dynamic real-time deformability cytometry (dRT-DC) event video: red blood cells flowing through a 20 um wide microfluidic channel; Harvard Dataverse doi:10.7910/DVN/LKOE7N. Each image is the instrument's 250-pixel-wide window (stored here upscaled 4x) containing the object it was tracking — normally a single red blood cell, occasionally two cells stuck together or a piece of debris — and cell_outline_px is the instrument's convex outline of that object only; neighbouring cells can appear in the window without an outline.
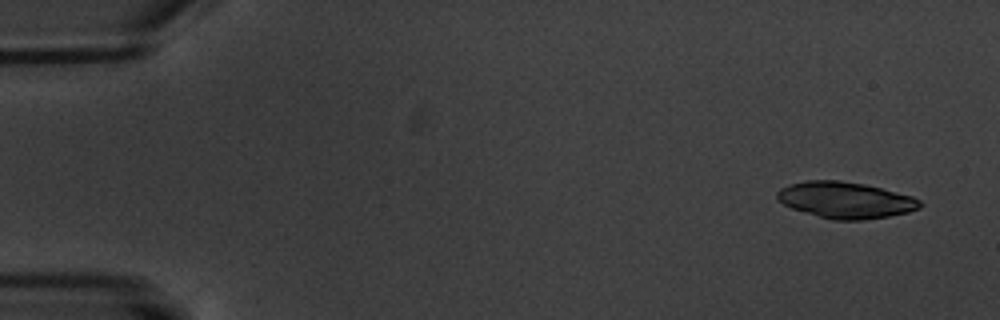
{"species": "common noctule bat (a hibernating species)", "species_latin": "Nyctalus noctula", "temperature_condition": "warm", "stored_images_in_passage": 8, "camera_frame_rate_fps": 3000, "um_per_image_px": 0.085, "animal": {"sex": "male", "body_mass_g": 20.1, "forearm_length_mm": 53.5}, "frame": {"image": 1, "passage_image": 1, "time_ms": 0.0, "image_size_px": [1000, 320], "cell_outline_px": [[924, 204], [920, 208], [908, 212], [888, 216], [864, 220], [832, 220], [792, 208], [784, 204], [776, 196], [776, 192], [780, 188], [788, 184], [804, 180], [840, 180], [864, 184], [912, 196], [920, 200]], "centroid_in_image_um": [71.86, 17.0], "position_along_channel_um": 13.1, "area_um2": 30.23}}